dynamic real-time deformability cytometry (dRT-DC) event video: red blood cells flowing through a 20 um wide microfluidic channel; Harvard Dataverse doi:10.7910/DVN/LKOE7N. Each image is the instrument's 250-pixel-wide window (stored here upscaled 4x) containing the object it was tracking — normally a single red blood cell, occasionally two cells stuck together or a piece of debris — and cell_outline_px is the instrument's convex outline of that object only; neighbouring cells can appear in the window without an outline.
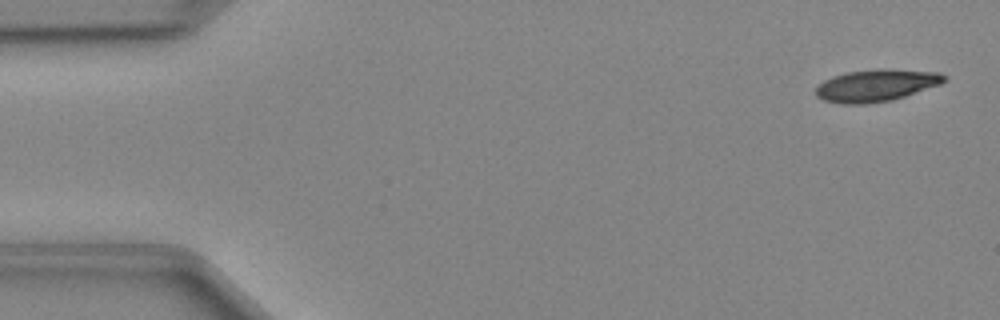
{"species": "Egyptian fruit bat (a non-hibernating species)", "species_latin": "Rousettus aegyptiacus", "temperature_condition": "cold", "stored_images_in_passage": 47, "camera_frame_rate_fps": 3000, "um_per_image_px": 0.085, "animal": {"sex": "female"}, "frame": {"image": 1, "passage_image": 2, "time_ms": 0.333, "image_size_px": [1000, 320], "cell_outline_px": [[948, 80], [940, 84], [892, 100], [864, 104], [840, 104], [824, 100], [816, 96], [816, 88], [824, 80], [832, 76], [848, 72], [880, 68], [884, 68], [940, 72], [948, 76]], "centroid_in_image_um": [74.5, 7.25], "position_along_channel_um": 10.5, "area_um2": 24.1}}
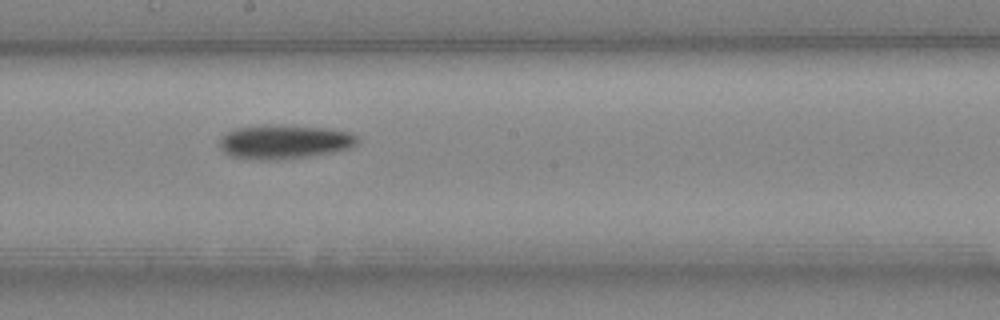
{"frame": {"image": 2, "passage_image": 26, "time_ms": 8.333, "image_size_px": [1000, 320], "cell_outline_px": [[360, 140], [352, 148], [312, 156], [276, 160], [268, 160], [232, 156], [224, 152], [220, 148], [220, 136], [236, 128], [264, 124], [280, 124], [332, 128], [348, 132], [356, 136]], "centroid_in_image_um": [24.2, 12.03], "position_along_channel_um": 224.0, "area_um2": 27.74}}
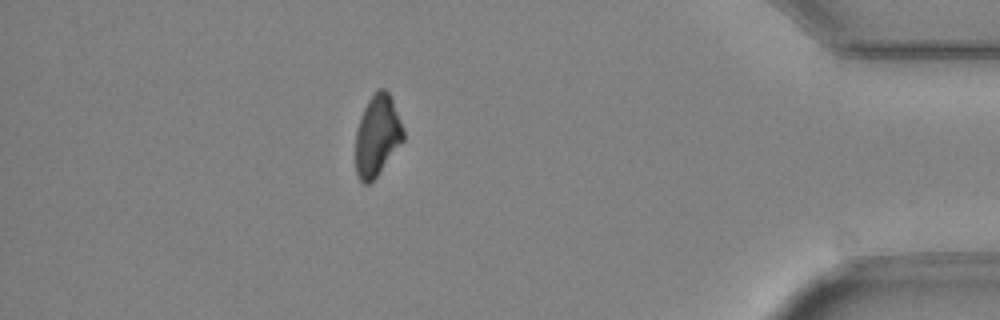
{"frame": {"image": 3, "passage_image": 42, "time_ms": 13.667, "image_size_px": [1000, 320], "cell_outline_px": [[404, 140], [376, 176], [368, 184], [364, 184], [356, 176], [356, 132], [364, 108], [368, 100], [380, 88], [384, 88], [388, 92], [392, 100], [400, 120], [404, 132]], "centroid_in_image_um": [32.06, 11.54], "position_along_channel_um": 403.1, "area_um2": 22.08}}